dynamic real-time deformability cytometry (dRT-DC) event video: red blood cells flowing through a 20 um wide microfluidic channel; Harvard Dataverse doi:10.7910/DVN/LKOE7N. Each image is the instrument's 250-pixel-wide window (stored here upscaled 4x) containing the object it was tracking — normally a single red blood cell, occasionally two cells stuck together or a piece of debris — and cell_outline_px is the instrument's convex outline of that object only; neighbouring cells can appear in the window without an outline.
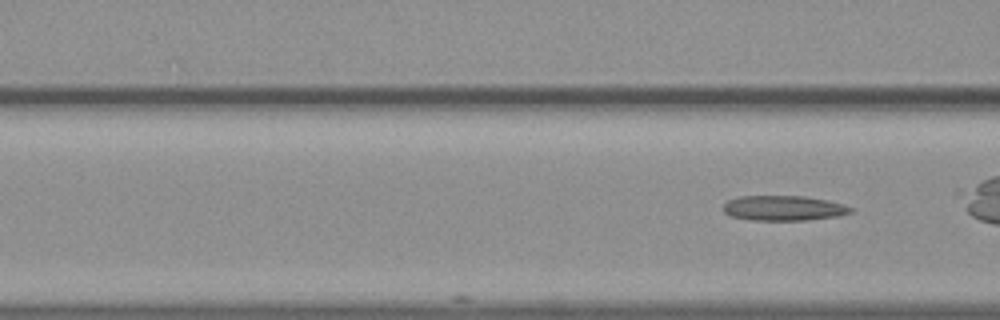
{"species": "common noctule bat (a hibernating species)", "species_latin": "Nyctalus noctula", "temperature_condition": "warm", "stored_images_in_passage": 3, "camera_frame_rate_fps": 3000, "um_per_image_px": 0.085, "animal": {"sex": "female", "body_mass_g": 19.3, "forearm_length_mm": 54.1}, "frame": {"image": 1, "passage_image": 3, "time_ms": 0.667, "image_size_px": [1000, 320], "cell_outline_px": [[852, 212], [840, 216], [808, 220], [752, 220], [732, 216], [724, 212], [720, 208], [728, 200], [740, 196], [804, 196], [828, 200], [844, 204], [852, 208]], "centroid_in_image_um": [66.61, 17.69], "position_along_channel_um": 100.0, "area_um2": 18.73}}